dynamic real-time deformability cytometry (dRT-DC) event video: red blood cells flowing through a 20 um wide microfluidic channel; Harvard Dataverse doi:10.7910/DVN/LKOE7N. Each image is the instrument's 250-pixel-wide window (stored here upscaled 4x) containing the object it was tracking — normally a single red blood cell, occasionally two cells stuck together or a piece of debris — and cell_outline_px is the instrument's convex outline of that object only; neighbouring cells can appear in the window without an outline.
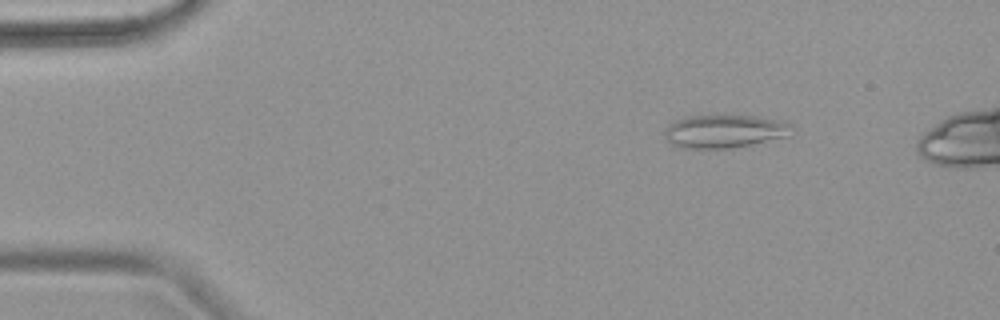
{"species": "common noctule bat (a hibernating species)", "species_latin": "Nyctalus noctula", "temperature_condition": "warm", "stored_images_in_passage": 6, "camera_frame_rate_fps": 3000, "um_per_image_px": 0.085, "animal": {"sex": "female", "body_mass_g": 18.4}, "frame": {"image": 1, "passage_image": 3, "time_ms": 2.333, "image_size_px": [1000, 320], "cell_outline_px": [[796, 132], [788, 136], [732, 148], [680, 148], [672, 144], [664, 136], [664, 132], [668, 124], [676, 120], [688, 116], [756, 116], [776, 120], [788, 124], [796, 128]], "centroid_in_image_um": [61.58, 11.17], "position_along_channel_um": 23.4, "area_um2": 24.45}}